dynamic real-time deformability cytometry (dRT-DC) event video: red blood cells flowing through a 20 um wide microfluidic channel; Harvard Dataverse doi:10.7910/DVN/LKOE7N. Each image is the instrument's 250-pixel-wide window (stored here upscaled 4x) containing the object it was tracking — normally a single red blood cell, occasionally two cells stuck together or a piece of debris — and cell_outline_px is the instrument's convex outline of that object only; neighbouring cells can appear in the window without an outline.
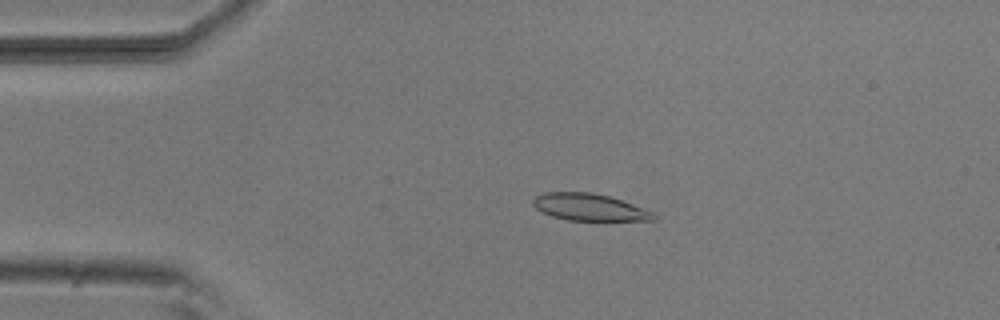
{"species": "common noctule bat (a hibernating species)", "species_latin": "Nyctalus noctula", "temperature_condition": "room temperature", "stored_images_in_passage": 4, "camera_frame_rate_fps": 3000, "um_per_image_px": 0.085, "animal": {"sex": "male", "body_mass_g": 20.5, "forearm_length_mm": 52.5}, "frame": {"image": 1, "passage_image": 3, "time_ms": 2.333, "image_size_px": [1000, 320], "cell_outline_px": [[656, 220], [568, 220], [552, 216], [536, 208], [532, 204], [532, 200], [536, 196], [544, 192], [592, 192], [608, 196], [632, 204], [652, 212], [656, 216]], "centroid_in_image_um": [50.06, 17.6], "position_along_channel_um": 34.9, "area_um2": 18.67}}